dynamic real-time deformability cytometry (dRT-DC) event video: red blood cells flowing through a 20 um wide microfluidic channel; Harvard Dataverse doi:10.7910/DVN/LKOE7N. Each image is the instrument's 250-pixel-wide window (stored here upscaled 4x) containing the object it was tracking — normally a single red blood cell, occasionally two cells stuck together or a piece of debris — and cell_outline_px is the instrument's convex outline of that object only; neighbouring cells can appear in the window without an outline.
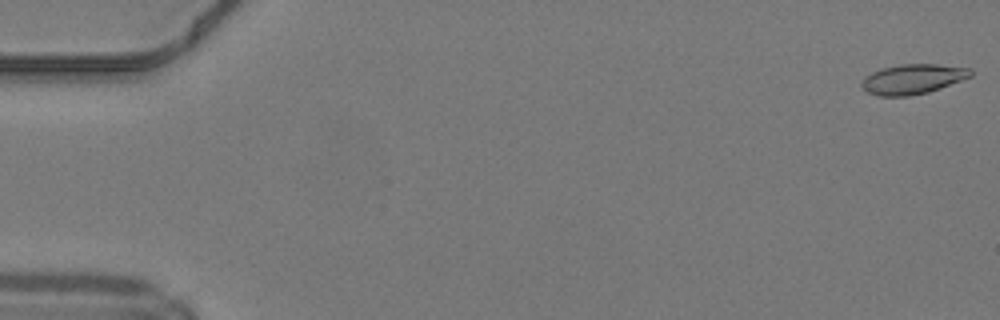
{"species": "common noctule bat (a hibernating species)", "species_latin": "Nyctalus noctula", "temperature_condition": "warm", "stored_images_in_passage": 11, "camera_frame_rate_fps": 3000, "um_per_image_px": 0.085, "animal": {"sex": "male", "body_mass_g": 19.2, "forearm_length_mm": 51.8}, "frame": {"image": 1, "passage_image": 1, "time_ms": 0.0, "image_size_px": [1000, 320], "cell_outline_px": [[972, 76], [940, 88], [928, 92], [908, 96], [876, 96], [860, 88], [860, 84], [864, 76], [872, 72], [884, 68], [900, 64], [936, 64], [972, 68]], "centroid_in_image_um": [77.56, 6.72], "position_along_channel_um": 7.4, "area_um2": 19.07}}